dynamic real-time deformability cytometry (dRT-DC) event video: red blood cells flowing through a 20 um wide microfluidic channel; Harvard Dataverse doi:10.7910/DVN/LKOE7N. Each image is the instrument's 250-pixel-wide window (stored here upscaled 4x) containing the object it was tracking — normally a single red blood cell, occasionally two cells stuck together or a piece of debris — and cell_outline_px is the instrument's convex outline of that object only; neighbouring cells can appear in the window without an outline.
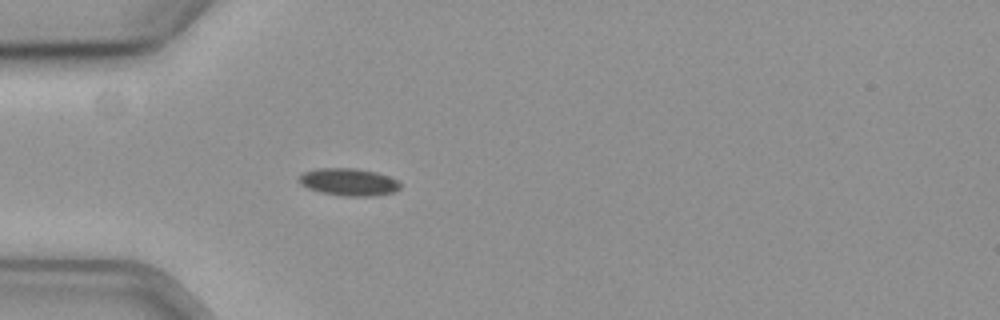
{"species": "common noctule bat (a hibernating species)", "species_latin": "Nyctalus noctula", "temperature_condition": "cold", "stored_images_in_passage": 41, "camera_frame_rate_fps": 3000, "um_per_image_px": 0.085, "animal": {"sex": "female", "body_mass_g": 19.3, "forearm_length_mm": 54.1}, "frame": {"image": 1, "passage_image": 1, "time_ms": 0.0, "image_size_px": [1000, 320], "cell_outline_px": [[400, 188], [396, 192], [372, 196], [344, 196], [320, 192], [308, 188], [300, 184], [300, 176], [304, 172], [316, 168], [356, 168], [376, 172], [400, 180]], "centroid_in_image_um": [29.68, 15.47], "position_along_channel_um": 55.3, "area_um2": 16.24}}
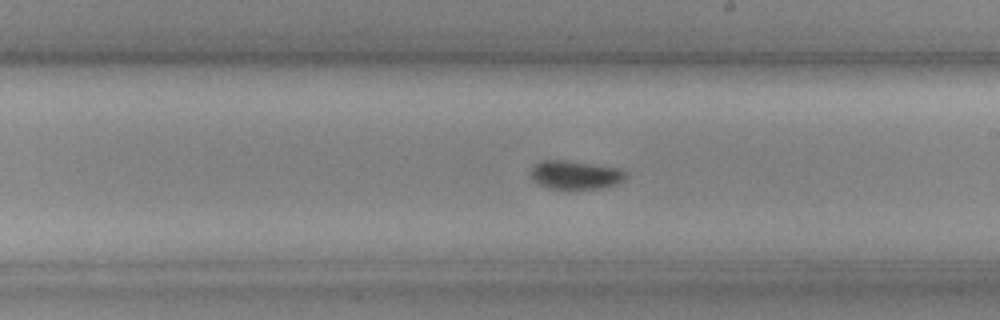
{"frame": {"image": 2, "passage_image": 17, "time_ms": 5.333, "image_size_px": [1000, 320], "cell_outline_px": [[624, 180], [608, 188], [548, 188], [540, 184], [532, 176], [532, 168], [536, 164], [544, 160], [564, 160], [620, 168], [624, 172]], "centroid_in_image_um": [48.95, 14.86], "position_along_channel_um": 240.1, "area_um2": 15.37}}
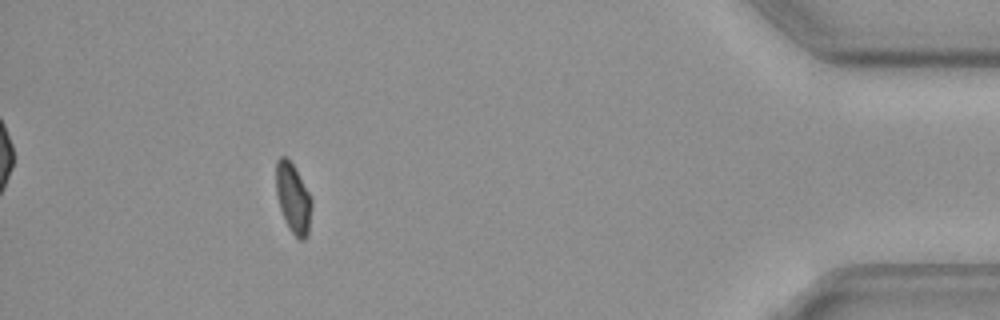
{"frame": {"image": 3, "passage_image": 36, "time_ms": 11.667, "image_size_px": [1000, 320], "cell_outline_px": [[312, 208], [308, 236], [304, 240], [300, 240], [288, 228], [284, 220], [280, 208], [276, 192], [276, 160], [280, 156], [288, 156], [296, 168], [312, 196]], "centroid_in_image_um": [24.93, 16.82], "position_along_channel_um": 410.3, "area_um2": 14.97}, "authors_computed_cell_mechanics": {"area_um2": 15.4904, "velocity_mm_per_s": 3.6251, "shape_relaxation_time_tau1_ms": 8.8428, "shape_relaxation_time_tau2_ms": null, "deformation_change_tau1": 0.1229, "deformation_change_tau2": null}}